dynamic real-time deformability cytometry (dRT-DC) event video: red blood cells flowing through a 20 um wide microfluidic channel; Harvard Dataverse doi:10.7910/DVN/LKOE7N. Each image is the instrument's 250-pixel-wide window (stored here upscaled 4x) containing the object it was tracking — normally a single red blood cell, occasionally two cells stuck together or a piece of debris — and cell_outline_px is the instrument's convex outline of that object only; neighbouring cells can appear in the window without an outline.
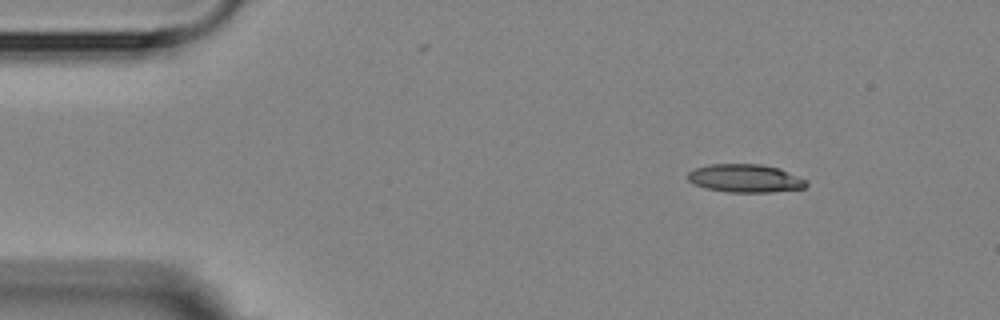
{"species": "Egyptian fruit bat (a non-hibernating species)", "species_latin": "Rousettus aegyptiacus", "temperature_condition": "room temperature", "stored_images_in_passage": 4, "camera_frame_rate_fps": 3000, "um_per_image_px": 0.085, "animal": {"sex": "female"}, "frame": {"image": 1, "passage_image": 2, "time_ms": 1.0, "image_size_px": [1000, 320], "cell_outline_px": [[808, 184], [804, 188], [772, 192], [728, 192], [704, 188], [692, 184], [688, 180], [688, 172], [696, 168], [712, 164], [760, 164], [780, 168], [804, 180]], "centroid_in_image_um": [63.3, 15.16], "position_along_channel_um": 21.7, "area_um2": 19.36}}
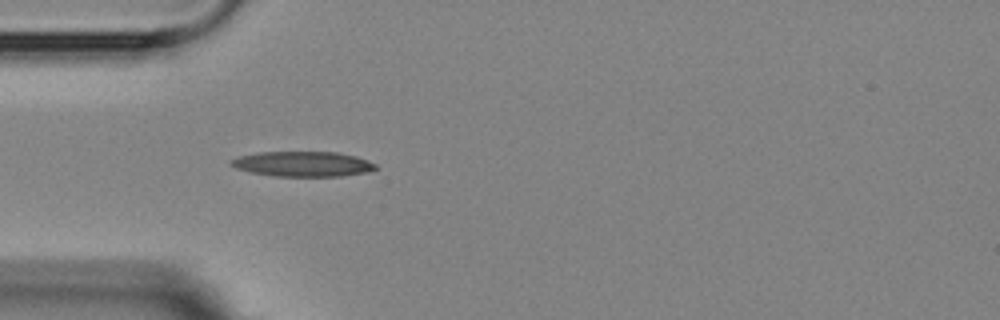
{"frame": {"image": 2, "passage_image": 4, "time_ms": 4.0, "image_size_px": [1000, 320], "cell_outline_px": [[376, 168], [368, 172], [344, 176], [276, 176], [252, 172], [236, 168], [228, 164], [228, 160], [236, 156], [256, 152], [336, 152], [356, 156], [376, 164]], "centroid_in_image_um": [25.68, 13.93], "position_along_channel_um": 59.3, "area_um2": 21.27}}